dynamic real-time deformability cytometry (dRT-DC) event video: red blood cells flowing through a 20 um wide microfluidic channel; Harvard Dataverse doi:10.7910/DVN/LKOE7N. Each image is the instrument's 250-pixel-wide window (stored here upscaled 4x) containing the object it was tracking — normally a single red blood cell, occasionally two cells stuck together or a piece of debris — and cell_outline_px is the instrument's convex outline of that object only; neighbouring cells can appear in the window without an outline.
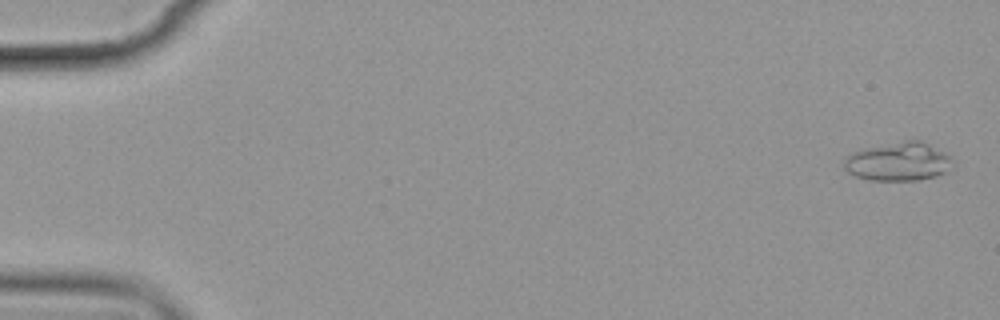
{"species": "common noctule bat (a hibernating species)", "species_latin": "Nyctalus noctula", "temperature_condition": "cold", "stored_images_in_passage": 6, "camera_frame_rate_fps": 3000, "um_per_image_px": 0.085, "animal": {"sex": "female", "body_mass_g": 19.9}, "frame": {"image": 1, "passage_image": 1, "time_ms": 0.0, "image_size_px": [1000, 320], "cell_outline_px": [[952, 160], [944, 172], [936, 176], [920, 180], [868, 180], [856, 176], [848, 172], [844, 168], [844, 156], [852, 152], [864, 148], [908, 140], [920, 140], [944, 152]], "centroid_in_image_um": [76.29, 13.74], "position_along_channel_um": 8.7, "area_um2": 24.1}}
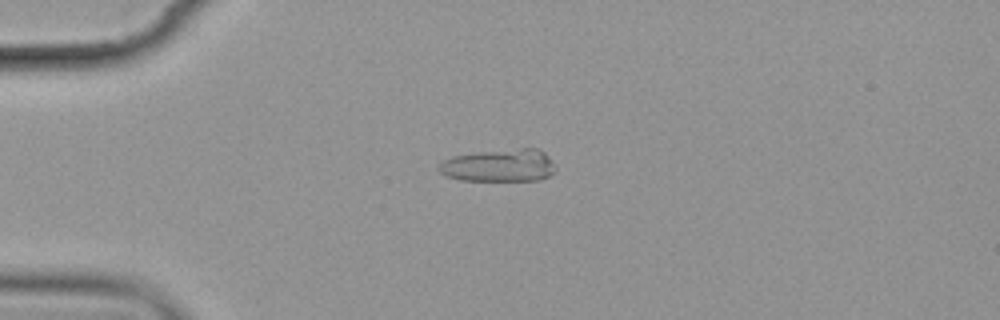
{"frame": {"image": 2, "passage_image": 4, "time_ms": 4.333, "image_size_px": [1000, 320], "cell_outline_px": [[556, 172], [552, 176], [540, 180], [460, 180], [444, 176], [436, 168], [444, 160], [452, 156], [476, 152], [520, 148], [540, 148], [556, 164]], "centroid_in_image_um": [42.48, 14.06], "position_along_channel_um": 42.5, "area_um2": 22.6}}